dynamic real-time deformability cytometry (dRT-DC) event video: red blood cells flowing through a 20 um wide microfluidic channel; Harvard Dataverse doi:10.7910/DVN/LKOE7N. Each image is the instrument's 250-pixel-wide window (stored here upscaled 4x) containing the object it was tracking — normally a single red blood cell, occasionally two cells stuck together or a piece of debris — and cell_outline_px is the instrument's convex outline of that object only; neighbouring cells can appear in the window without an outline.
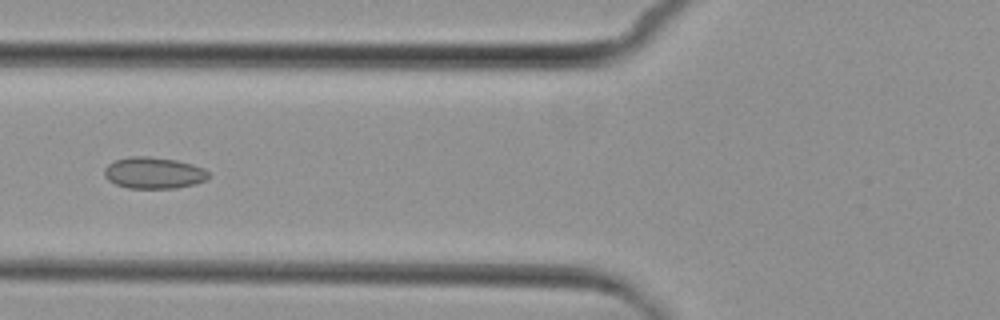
{"species": "common noctule bat (a hibernating species)", "species_latin": "Nyctalus noctula", "temperature_condition": "cold", "stored_images_in_passage": 6, "camera_frame_rate_fps": 3000, "um_per_image_px": 0.085, "animal": {"sex": "female", "body_mass_g": 29.2, "forearm_length_mm": 56.3}, "frame": {"image": 1, "passage_image": 6, "time_ms": 6.667, "image_size_px": [1000, 320], "cell_outline_px": [[208, 180], [196, 184], [176, 188], [128, 188], [116, 184], [108, 180], [104, 176], [104, 168], [108, 164], [116, 160], [132, 156], [148, 156], [176, 160], [192, 164], [204, 168], [208, 172]], "centroid_in_image_um": [13.08, 14.7], "position_along_channel_um": 112.7, "area_um2": 19.19}}